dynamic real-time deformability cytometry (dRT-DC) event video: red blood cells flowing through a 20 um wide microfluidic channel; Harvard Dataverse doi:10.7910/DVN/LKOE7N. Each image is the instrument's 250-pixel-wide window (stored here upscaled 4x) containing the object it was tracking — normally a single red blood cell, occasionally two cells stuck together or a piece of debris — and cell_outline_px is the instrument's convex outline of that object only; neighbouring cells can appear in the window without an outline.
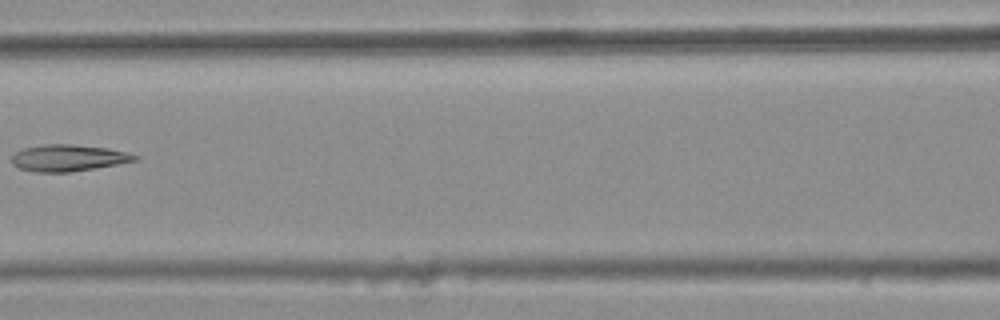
{"species": "common noctule bat (a hibernating species)", "species_latin": "Nyctalus noctula", "temperature_condition": "warm", "stored_images_in_passage": 8, "camera_frame_rate_fps": 3000, "um_per_image_px": 0.085, "animal": {"sex": "female", "body_mass_g": 25.1}, "frame": {"image": 1, "passage_image": 6, "time_ms": 1.667, "image_size_px": [1000, 320], "cell_outline_px": [[140, 156], [136, 160], [96, 168], [68, 172], [32, 172], [20, 168], [12, 164], [12, 156], [16, 152], [24, 148], [44, 144], [72, 144], [108, 148]], "centroid_in_image_um": [5.77, 13.42], "position_along_channel_um": 160.8, "area_um2": 18.96}}
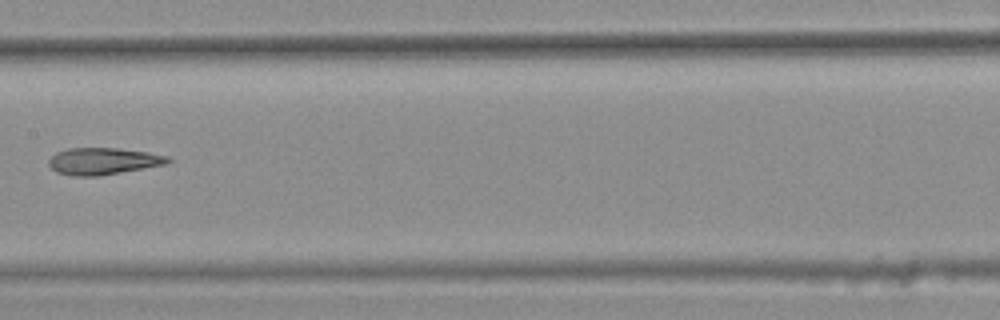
{"frame": {"image": 2, "passage_image": 7, "time_ms": 2.0, "image_size_px": [1000, 320], "cell_outline_px": [[172, 160], [164, 164], [100, 176], [72, 176], [56, 172], [48, 164], [48, 160], [56, 152], [68, 148], [116, 148], [148, 152], [168, 156]], "centroid_in_image_um": [8.73, 13.7], "position_along_channel_um": 198.7, "area_um2": 18.55}}
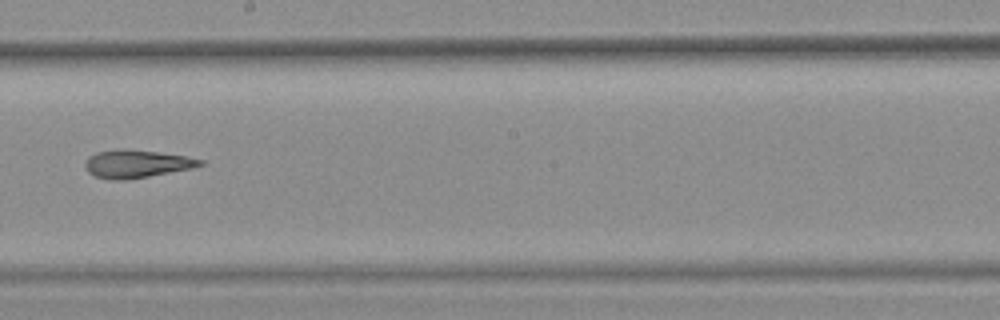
{"frame": {"image": 3, "passage_image": 8, "time_ms": 2.333, "image_size_px": [1000, 320], "cell_outline_px": [[204, 164], [192, 168], [148, 176], [124, 180], [112, 180], [96, 176], [88, 172], [84, 168], [84, 164], [88, 156], [96, 152], [120, 148], [124, 148], [156, 152], [184, 156], [204, 160]], "centroid_in_image_um": [11.55, 13.92], "position_along_channel_um": 236.6, "area_um2": 18.61}}